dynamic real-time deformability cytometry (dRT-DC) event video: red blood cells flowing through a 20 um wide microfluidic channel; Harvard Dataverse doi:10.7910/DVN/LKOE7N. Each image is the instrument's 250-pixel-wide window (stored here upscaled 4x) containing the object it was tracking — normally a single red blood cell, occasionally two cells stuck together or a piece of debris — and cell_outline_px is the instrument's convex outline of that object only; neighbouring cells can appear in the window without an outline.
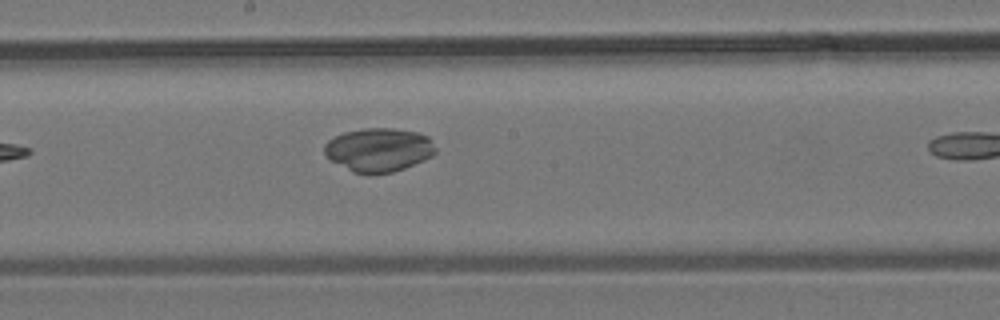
{"species": "common noctule bat (a hibernating species)", "species_latin": "Nyctalus noctula", "temperature_condition": "room temperature", "stored_images_in_passage": 7, "camera_frame_rate_fps": 3000, "um_per_image_px": 0.085, "animal": {"sex": "male", "body_mass_g": 19.2, "forearm_length_mm": 51.8}, "frame": {"image": 1, "passage_image": 6, "time_ms": 6.0, "image_size_px": [1000, 320], "cell_outline_px": [[436, 152], [432, 156], [424, 160], [404, 168], [392, 172], [372, 176], [368, 176], [352, 172], [332, 160], [324, 152], [324, 144], [328, 140], [344, 132], [364, 128], [392, 128], [416, 132], [428, 136], [436, 148]], "centroid_in_image_um": [32.19, 12.75], "position_along_channel_um": 216.0, "area_um2": 28.5}}